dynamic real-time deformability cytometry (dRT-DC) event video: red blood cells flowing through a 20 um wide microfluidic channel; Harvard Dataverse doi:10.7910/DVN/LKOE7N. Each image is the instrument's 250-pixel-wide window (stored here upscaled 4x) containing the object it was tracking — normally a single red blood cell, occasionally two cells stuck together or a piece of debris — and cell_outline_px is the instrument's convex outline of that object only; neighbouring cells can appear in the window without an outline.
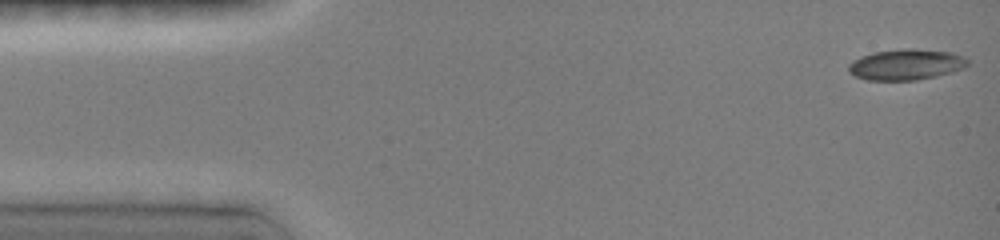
{"species": "common noctule bat (a hibernating species)", "species_latin": "Nyctalus noctula", "temperature_condition": "room temperature", "stored_images_in_passage": 5, "camera_frame_rate_fps": 3000, "um_per_image_px": 0.085, "animal": {"sex": "female", "body_mass_g": 19.0, "forearm_length_mm": 51.5}, "frame": {"image": 1, "passage_image": 1, "time_ms": 0.0, "image_size_px": [1000, 240], "cell_outline_px": [[968, 64], [964, 68], [952, 72], [936, 76], [916, 80], [868, 80], [856, 76], [848, 72], [848, 64], [852, 60], [860, 56], [872, 52], [904, 48], [916, 48], [952, 52], [964, 56], [968, 60]], "centroid_in_image_um": [77.01, 5.47], "position_along_channel_um": 8.0, "area_um2": 21.68}}
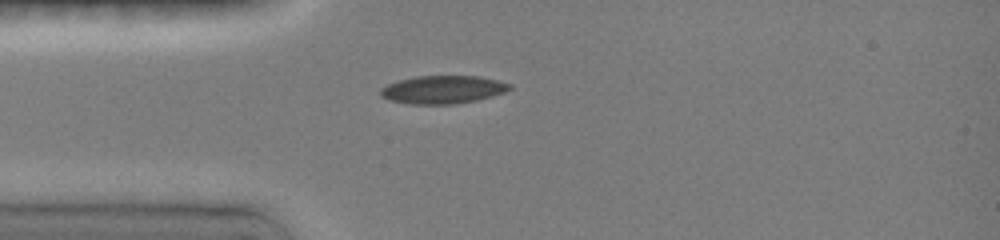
{"frame": {"image": 2, "passage_image": 5, "time_ms": 3.667, "image_size_px": [1000, 240], "cell_outline_px": [[512, 88], [504, 92], [492, 96], [476, 100], [456, 104], [412, 104], [392, 100], [380, 96], [380, 88], [388, 84], [400, 80], [416, 76], [476, 76], [496, 80], [512, 84]], "centroid_in_image_um": [37.65, 7.61], "position_along_channel_um": 47.4, "area_um2": 20.92}}